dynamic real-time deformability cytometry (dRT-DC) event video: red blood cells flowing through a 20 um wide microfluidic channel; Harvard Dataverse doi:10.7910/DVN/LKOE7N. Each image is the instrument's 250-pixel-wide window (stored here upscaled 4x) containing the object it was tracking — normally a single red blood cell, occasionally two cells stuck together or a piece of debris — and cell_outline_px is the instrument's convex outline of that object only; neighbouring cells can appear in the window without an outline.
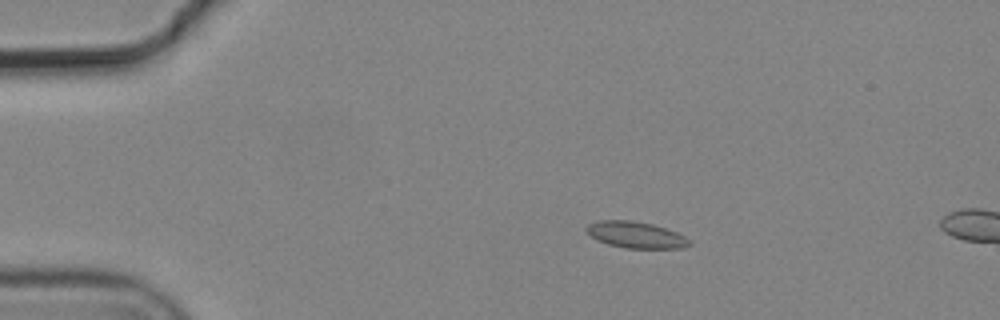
{"species": "common noctule bat (a hibernating species)", "species_latin": "Nyctalus noctula", "temperature_condition": "cold", "stored_images_in_passage": 4, "camera_frame_rate_fps": 3000, "um_per_image_px": 0.085, "animal": {"sex": "male", "body_mass_g": 19.2, "forearm_length_mm": 51.8}, "frame": {"image": 1, "passage_image": 3, "time_ms": 0.667, "image_size_px": [1000, 320], "cell_outline_px": [[692, 244], [684, 248], [624, 248], [608, 244], [596, 240], [584, 228], [588, 224], [596, 220], [632, 220], [652, 224], [676, 232], [684, 236]], "centroid_in_image_um": [54.01, 19.96], "position_along_channel_um": 31.0, "area_um2": 15.84}}